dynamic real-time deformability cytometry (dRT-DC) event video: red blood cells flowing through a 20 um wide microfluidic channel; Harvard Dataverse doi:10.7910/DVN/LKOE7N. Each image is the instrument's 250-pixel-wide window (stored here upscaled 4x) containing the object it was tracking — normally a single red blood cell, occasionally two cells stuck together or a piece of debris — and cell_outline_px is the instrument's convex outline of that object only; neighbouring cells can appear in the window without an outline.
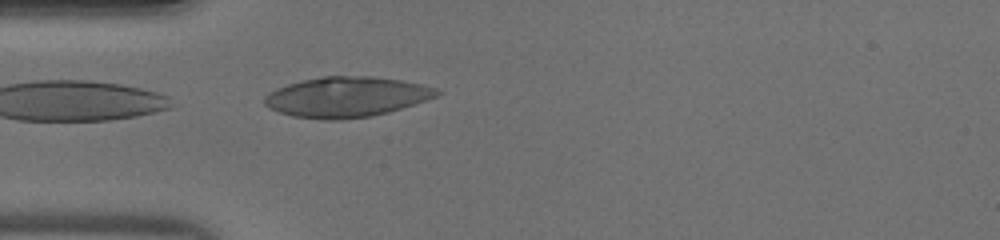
{"species": "human", "species_latin": "Homo sapiens", "temperature_condition": "warm", "stored_images_in_passage": 3, "camera_frame_rate_fps": 3000, "um_per_image_px": 0.085, "donor": {"sex": "male"}, "frame": {"image": 1, "passage_image": 3, "time_ms": 0.667, "image_size_px": [1000, 240], "cell_outline_px": [[444, 92], [436, 96], [388, 112], [372, 116], [340, 120], [324, 120], [292, 116], [268, 108], [264, 104], [264, 96], [268, 92], [276, 88], [288, 84], [304, 80], [324, 76], [376, 76], [400, 80], [420, 84], [436, 88]], "centroid_in_image_um": [29.42, 8.24], "position_along_channel_um": 55.6, "area_um2": 40.4}}